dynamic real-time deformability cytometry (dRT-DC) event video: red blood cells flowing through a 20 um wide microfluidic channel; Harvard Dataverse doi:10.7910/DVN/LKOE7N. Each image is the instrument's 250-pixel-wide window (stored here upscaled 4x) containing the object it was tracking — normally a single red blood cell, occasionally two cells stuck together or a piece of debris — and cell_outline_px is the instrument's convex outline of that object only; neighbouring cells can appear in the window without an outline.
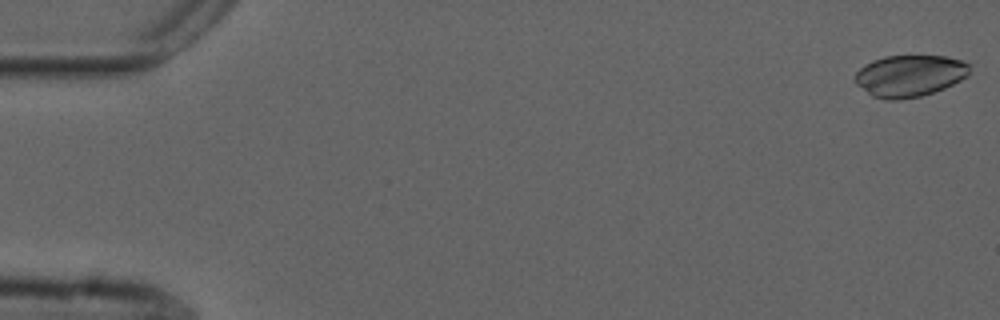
{"species": "common noctule bat (a hibernating species)", "species_latin": "Nyctalus noctula", "temperature_condition": "cold", "stored_images_in_passage": 56, "camera_frame_rate_fps": 3000, "um_per_image_px": 0.085, "animal": {"sex": "male", "forearm_length_mm": 52.5}, "frame": {"image": 1, "passage_image": 1, "time_ms": 0.0, "image_size_px": [1000, 320], "cell_outline_px": [[972, 64], [968, 76], [944, 88], [920, 96], [900, 100], [884, 100], [872, 96], [856, 84], [852, 80], [852, 76], [864, 64], [872, 60], [884, 56], [948, 56]], "centroid_in_image_um": [77.29, 6.44], "position_along_channel_um": 7.7, "area_um2": 28.21}}
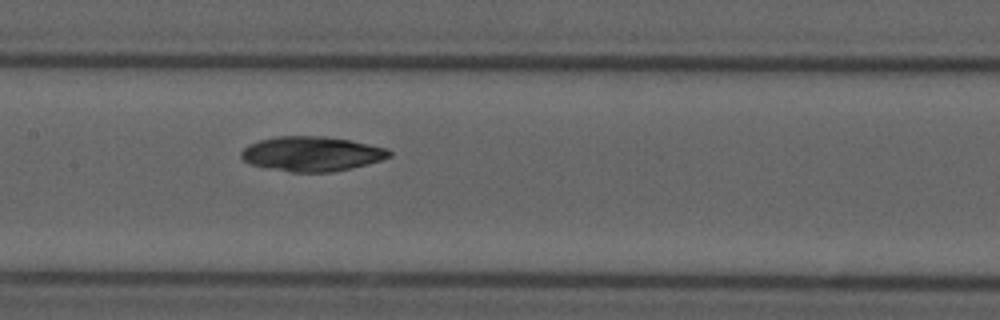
{"frame": {"image": 2, "passage_image": 27, "time_ms": 8.667, "image_size_px": [1000, 320], "cell_outline_px": [[392, 156], [380, 160], [352, 168], [332, 172], [292, 172], [268, 168], [248, 164], [240, 156], [240, 152], [248, 144], [260, 140], [276, 136], [324, 136], [348, 140], [388, 148], [392, 152]], "centroid_in_image_um": [26.48, 13.07], "position_along_channel_um": 180.9, "area_um2": 30.0}}
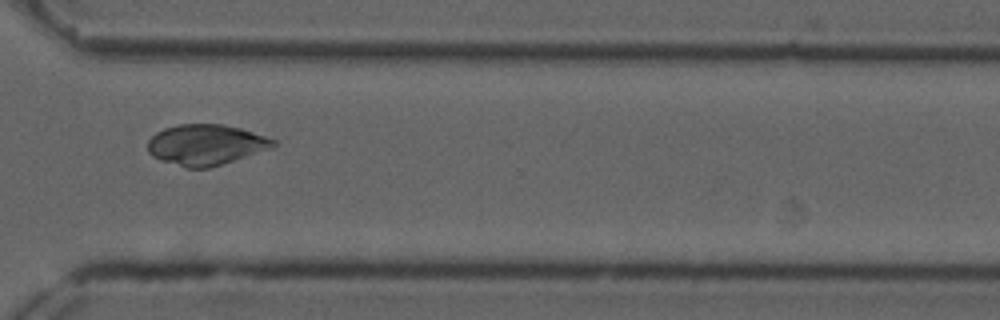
{"frame": {"image": 3, "passage_image": 41, "time_ms": 13.333, "image_size_px": [1000, 320], "cell_outline_px": [[280, 144], [272, 148], [208, 168], [184, 168], [160, 160], [152, 156], [148, 152], [148, 140], [156, 132], [164, 128], [180, 124], [224, 124], [240, 128], [276, 140]], "centroid_in_image_um": [17.49, 12.3], "position_along_channel_um": 353.1, "area_um2": 29.77}}